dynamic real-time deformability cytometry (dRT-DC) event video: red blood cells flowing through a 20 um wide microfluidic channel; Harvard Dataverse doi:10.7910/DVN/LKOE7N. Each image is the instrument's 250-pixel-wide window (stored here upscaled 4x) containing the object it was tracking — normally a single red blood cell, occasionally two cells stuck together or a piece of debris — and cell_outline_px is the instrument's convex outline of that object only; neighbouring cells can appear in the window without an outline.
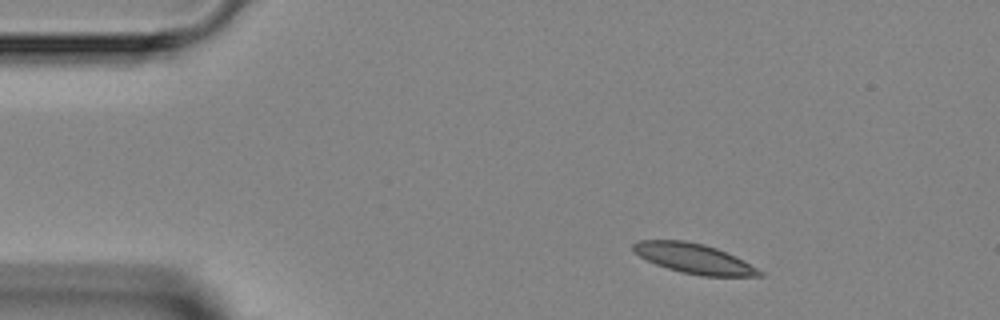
{"species": "Egyptian fruit bat (a non-hibernating species)", "species_latin": "Rousettus aegyptiacus", "temperature_condition": "room temperature", "stored_images_in_passage": 5, "camera_frame_rate_fps": 3000, "um_per_image_px": 0.085, "animal": {"sex": "female"}, "frame": {"image": 1, "passage_image": 2, "time_ms": 1.333, "image_size_px": [1000, 320], "cell_outline_px": [[764, 276], [700, 276], [680, 272], [656, 264], [632, 252], [632, 244], [640, 240], [684, 240], [704, 244], [716, 248], [736, 256], [744, 260], [764, 272]], "centroid_in_image_um": [59.0, 21.97], "position_along_channel_um": 26.0, "area_um2": 22.08}}
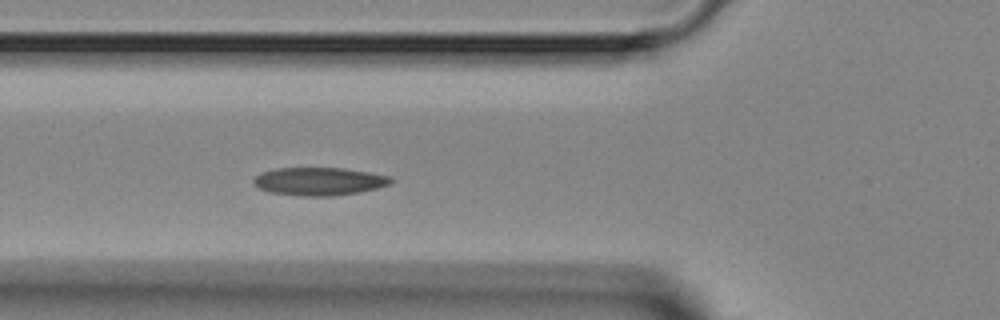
{"frame": {"image": 2, "passage_image": 5, "time_ms": 4.667, "image_size_px": [1000, 320], "cell_outline_px": [[396, 180], [392, 184], [360, 192], [332, 196], [300, 196], [272, 192], [260, 188], [252, 184], [252, 180], [260, 172], [276, 168], [340, 168], [368, 172], [392, 176]], "centroid_in_image_um": [27.16, 15.41], "position_along_channel_um": 98.6, "area_um2": 22.54}}